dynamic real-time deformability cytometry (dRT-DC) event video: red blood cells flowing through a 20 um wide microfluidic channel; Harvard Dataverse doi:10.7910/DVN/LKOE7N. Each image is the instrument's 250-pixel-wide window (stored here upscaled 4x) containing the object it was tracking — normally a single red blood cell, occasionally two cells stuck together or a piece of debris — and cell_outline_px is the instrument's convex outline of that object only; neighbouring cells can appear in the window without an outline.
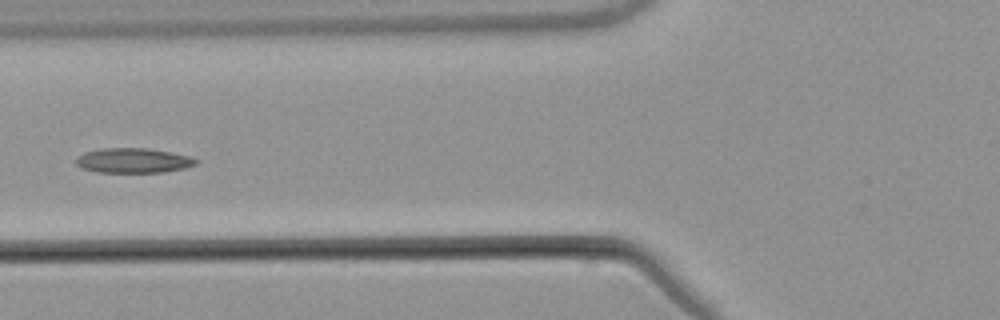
{"species": "common noctule bat (a hibernating species)", "species_latin": "Nyctalus noctula", "temperature_condition": "warm", "stored_images_in_passage": 6, "camera_frame_rate_fps": 3000, "um_per_image_px": 0.085, "animal": {"sex": "male", "body_mass_g": 21.5, "forearm_length_mm": 52.0}, "frame": {"image": 1, "passage_image": 6, "time_ms": 6.333, "image_size_px": [1000, 320], "cell_outline_px": [[200, 160], [196, 164], [184, 168], [164, 172], [96, 172], [80, 168], [76, 164], [76, 156], [84, 152], [100, 148], [148, 148], [188, 156]], "centroid_in_image_um": [11.27, 13.64], "position_along_channel_um": 114.5, "area_um2": 17.4}}